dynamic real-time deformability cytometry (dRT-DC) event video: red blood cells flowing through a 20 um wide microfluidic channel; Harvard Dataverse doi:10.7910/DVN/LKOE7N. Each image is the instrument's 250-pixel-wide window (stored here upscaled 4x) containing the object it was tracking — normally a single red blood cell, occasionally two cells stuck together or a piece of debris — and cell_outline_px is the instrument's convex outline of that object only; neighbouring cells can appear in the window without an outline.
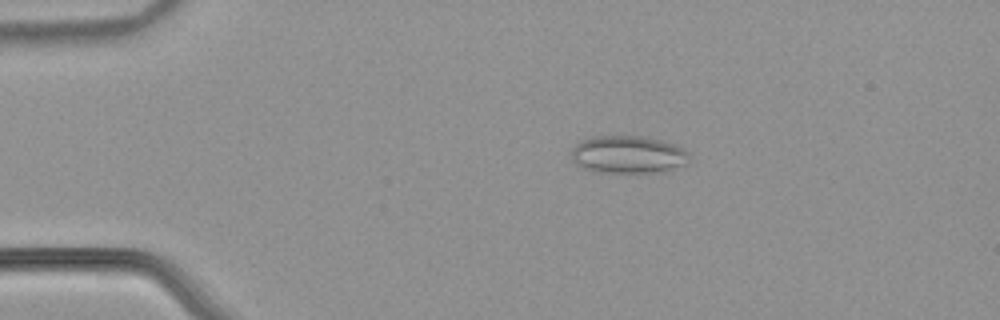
{"species": "common noctule bat (a hibernating species)", "species_latin": "Nyctalus noctula", "temperature_condition": "warm", "stored_images_in_passage": 53, "camera_frame_rate_fps": 3000, "um_per_image_px": 0.085, "animal": {"sex": "male", "body_mass_g": 21.5, "forearm_length_mm": 52.0}, "frame": {"image": 1, "passage_image": 11, "time_ms": 3.333, "image_size_px": [1000, 320], "cell_outline_px": [[688, 164], [664, 172], [592, 172], [576, 164], [572, 160], [572, 148], [580, 140], [592, 136], [640, 136], [660, 140], [684, 148], [688, 152]], "centroid_in_image_um": [53.38, 13.14], "position_along_channel_um": 31.6, "area_um2": 26.01}}
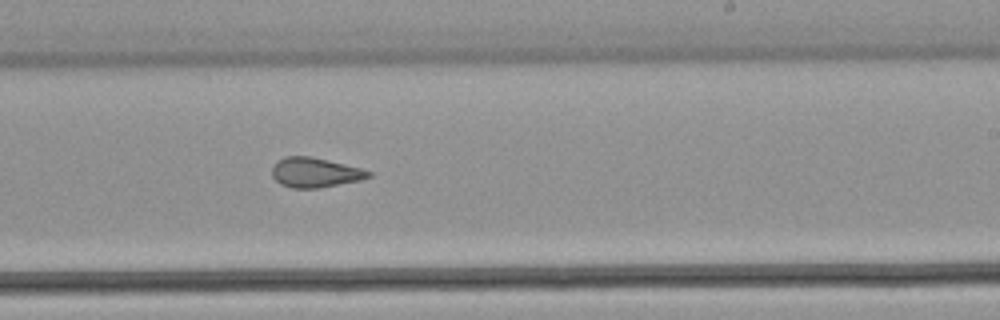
{"frame": {"image": 2, "passage_image": 33, "time_ms": 10.667, "image_size_px": [1000, 320], "cell_outline_px": [[372, 176], [360, 180], [320, 188], [292, 188], [280, 184], [272, 176], [272, 168], [284, 156], [308, 156], [328, 160], [360, 168], [372, 172]], "centroid_in_image_um": [26.79, 14.67], "position_along_channel_um": 262.2, "area_um2": 16.59}}
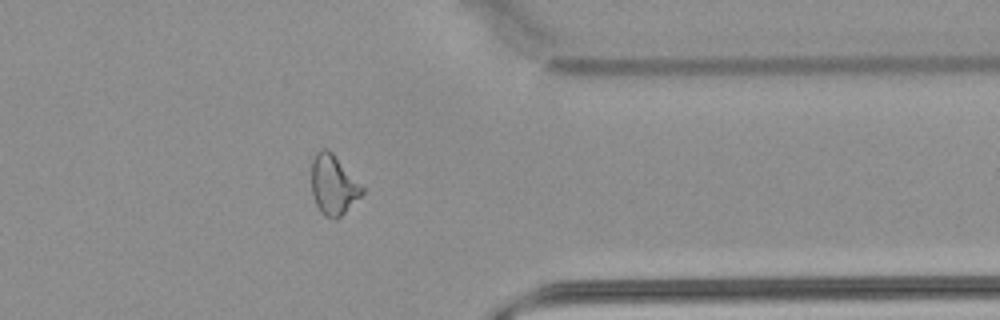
{"frame": {"image": 3, "passage_image": 43, "time_ms": 14.0, "image_size_px": [1000, 320], "cell_outline_px": [[364, 192], [336, 220], [332, 220], [324, 216], [320, 212], [316, 204], [312, 192], [312, 160], [316, 152], [320, 148], [328, 148], [332, 152], [364, 188]], "centroid_in_image_um": [28.31, 15.71], "position_along_channel_um": 383.1, "area_um2": 17.51}, "authors_computed_cell_mechanics": {"area_um2": 18.6116, "velocity_mm_per_s": 3.9091, "shape_relaxation_time_tau1_ms": null, "shape_relaxation_time_tau2_ms": 1.7175, "deformation_change_tau1": null, "deformation_change_tau2": 0.0895}}